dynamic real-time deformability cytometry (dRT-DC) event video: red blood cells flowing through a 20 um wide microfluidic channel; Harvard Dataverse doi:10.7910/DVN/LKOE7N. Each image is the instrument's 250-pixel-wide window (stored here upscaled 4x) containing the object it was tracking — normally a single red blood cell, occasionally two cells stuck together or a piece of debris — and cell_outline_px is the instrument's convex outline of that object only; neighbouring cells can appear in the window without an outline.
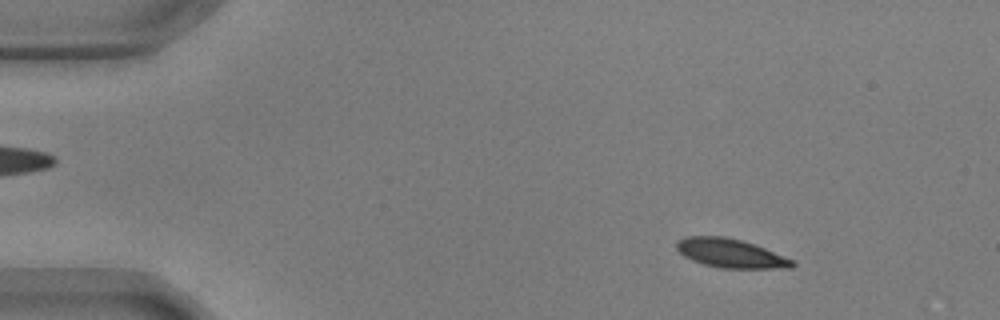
{"species": "common noctule bat (a hibernating species)", "species_latin": "Nyctalus noctula", "temperature_condition": "warm", "stored_images_in_passage": 15, "camera_frame_rate_fps": 3000, "um_per_image_px": 0.085, "animal": {"sex": "male", "body_mass_g": 17.9, "forearm_length_mm": 54.2}, "frame": {"image": 1, "passage_image": 7, "time_ms": 2.0, "image_size_px": [1000, 320], "cell_outline_px": [[796, 264], [792, 268], [720, 268], [704, 264], [692, 260], [684, 256], [676, 248], [676, 240], [688, 236], [724, 236], [740, 240], [764, 248], [796, 260]], "centroid_in_image_um": [62.11, 21.53], "position_along_channel_um": 22.9, "area_um2": 19.48}}